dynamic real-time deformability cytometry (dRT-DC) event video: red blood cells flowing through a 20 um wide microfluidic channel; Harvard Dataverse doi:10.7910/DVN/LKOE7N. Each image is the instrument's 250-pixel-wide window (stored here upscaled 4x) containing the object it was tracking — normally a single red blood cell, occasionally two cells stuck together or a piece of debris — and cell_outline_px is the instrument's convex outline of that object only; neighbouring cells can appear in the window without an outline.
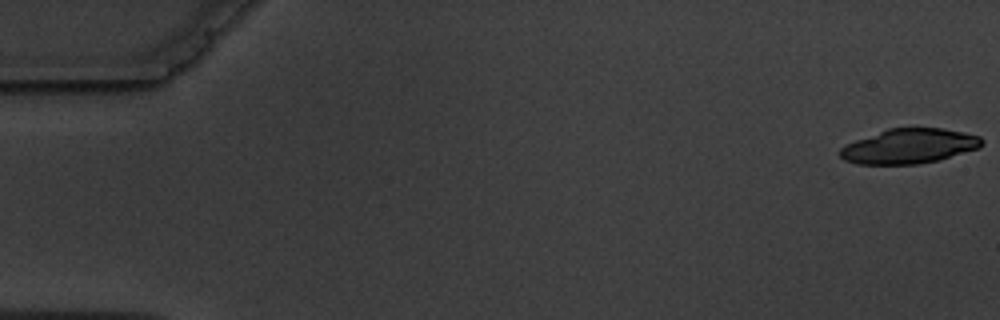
{"species": "common noctule bat (a hibernating species)", "species_latin": "Nyctalus noctula", "temperature_condition": "warm", "stored_images_in_passage": 6, "camera_frame_rate_fps": 3000, "um_per_image_px": 0.085, "animal": {"sex": "male", "body_mass_g": 19.5, "forearm_length_mm": 54.6}, "frame": {"image": 1, "passage_image": 1, "time_ms": 0.0, "image_size_px": [1000, 320], "cell_outline_px": [[984, 144], [980, 148], [940, 160], [916, 164], [856, 164], [844, 160], [840, 156], [840, 148], [844, 144], [888, 128], [940, 128], [964, 132], [980, 136], [984, 140]], "centroid_in_image_um": [77.3, 12.42], "position_along_channel_um": 7.7, "area_um2": 28.96}}